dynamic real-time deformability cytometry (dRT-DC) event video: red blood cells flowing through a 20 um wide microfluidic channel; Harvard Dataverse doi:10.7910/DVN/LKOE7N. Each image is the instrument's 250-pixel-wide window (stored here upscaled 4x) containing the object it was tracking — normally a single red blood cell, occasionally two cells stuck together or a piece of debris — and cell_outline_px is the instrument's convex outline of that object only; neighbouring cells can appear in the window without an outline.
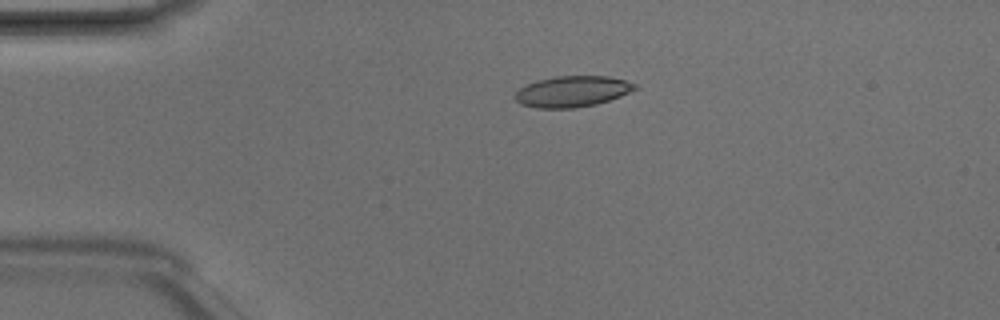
{"species": "Egyptian fruit bat (a non-hibernating species)", "species_latin": "Rousettus aegyptiacus", "temperature_condition": "room temperature", "stored_images_in_passage": 5, "camera_frame_rate_fps": 3000, "um_per_image_px": 0.085, "animal": {"sex": "male"}, "frame": {"image": 1, "passage_image": 4, "time_ms": 1.0, "image_size_px": [1000, 320], "cell_outline_px": [[640, 88], [620, 96], [596, 104], [576, 108], [536, 108], [520, 104], [512, 96], [520, 88], [528, 84], [540, 80], [556, 76], [608, 76], [624, 80], [636, 84]], "centroid_in_image_um": [48.65, 7.78], "position_along_channel_um": 36.4, "area_um2": 21.62}}